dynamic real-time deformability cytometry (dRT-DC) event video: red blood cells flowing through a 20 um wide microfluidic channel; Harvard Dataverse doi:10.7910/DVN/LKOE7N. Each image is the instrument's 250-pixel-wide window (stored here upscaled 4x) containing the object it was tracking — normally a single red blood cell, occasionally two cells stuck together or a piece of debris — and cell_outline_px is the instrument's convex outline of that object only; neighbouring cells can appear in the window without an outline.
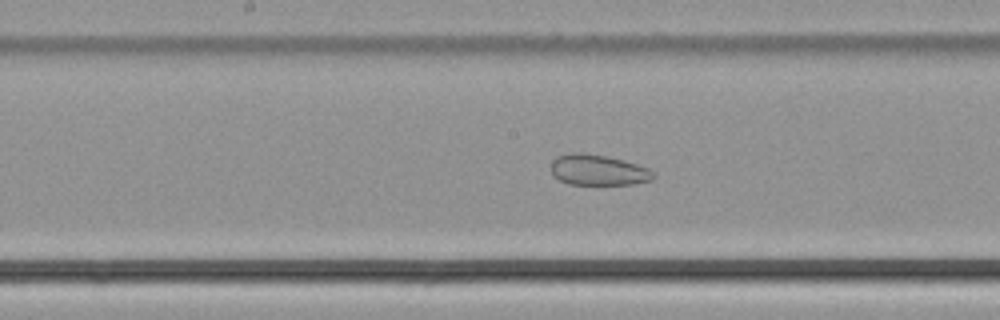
{"species": "common noctule bat (a hibernating species)", "species_latin": "Nyctalus noctula", "temperature_condition": "cold", "stored_images_in_passage": 38, "camera_frame_rate_fps": 3000, "um_per_image_px": 0.085, "animal": {"sex": "male", "body_mass_g": 21.5, "forearm_length_mm": 52.0}, "frame": {"image": 1, "passage_image": 17, "time_ms": 5.333, "image_size_px": [1000, 320], "cell_outline_px": [[656, 176], [652, 180], [632, 184], [568, 184], [552, 176], [552, 160], [556, 156], [572, 152], [584, 152], [608, 156], [624, 160], [648, 168]], "centroid_in_image_um": [50.82, 14.44], "position_along_channel_um": 197.4, "area_um2": 18.44}}
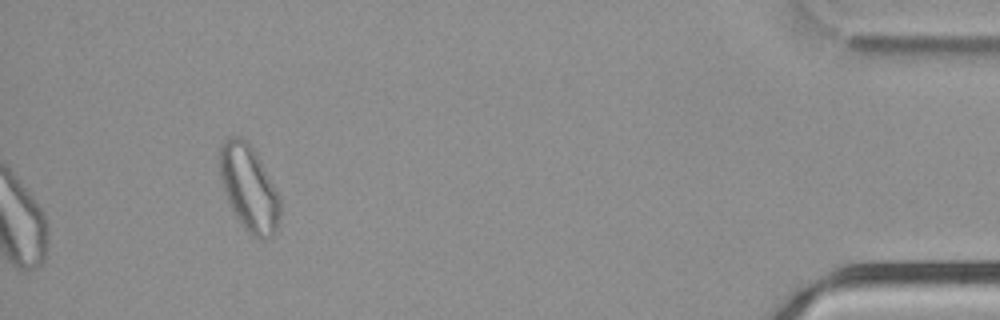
{"frame": {"image": 2, "passage_image": 38, "time_ms": 12.333, "image_size_px": [1000, 320], "cell_outline_px": [[280, 216], [276, 232], [272, 236], [264, 240], [260, 240], [248, 232], [244, 228], [232, 212], [220, 180], [220, 148], [224, 140], [228, 136], [236, 136], [248, 140], [256, 152], [280, 196]], "centroid_in_image_um": [21.17, 15.99], "position_along_channel_um": 414.0, "area_um2": 30.52}}